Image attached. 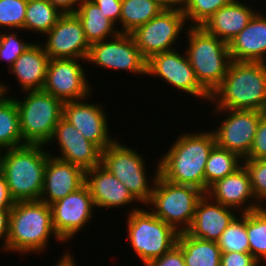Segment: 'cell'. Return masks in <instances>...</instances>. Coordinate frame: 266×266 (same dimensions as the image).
I'll list each match as a JSON object with an SVG mask.
<instances>
[{
    "label": "cell",
    "instance_id": "1",
    "mask_svg": "<svg viewBox=\"0 0 266 266\" xmlns=\"http://www.w3.org/2000/svg\"><path fill=\"white\" fill-rule=\"evenodd\" d=\"M199 132L184 133L176 139L159 159V174L172 183L192 186L205 194V165L216 141L212 130Z\"/></svg>",
    "mask_w": 266,
    "mask_h": 266
},
{
    "label": "cell",
    "instance_id": "2",
    "mask_svg": "<svg viewBox=\"0 0 266 266\" xmlns=\"http://www.w3.org/2000/svg\"><path fill=\"white\" fill-rule=\"evenodd\" d=\"M210 101L214 109L266 112V63L231 61Z\"/></svg>",
    "mask_w": 266,
    "mask_h": 266
},
{
    "label": "cell",
    "instance_id": "3",
    "mask_svg": "<svg viewBox=\"0 0 266 266\" xmlns=\"http://www.w3.org/2000/svg\"><path fill=\"white\" fill-rule=\"evenodd\" d=\"M44 145L25 144L1 152L0 172L14 202L40 200L47 159Z\"/></svg>",
    "mask_w": 266,
    "mask_h": 266
},
{
    "label": "cell",
    "instance_id": "4",
    "mask_svg": "<svg viewBox=\"0 0 266 266\" xmlns=\"http://www.w3.org/2000/svg\"><path fill=\"white\" fill-rule=\"evenodd\" d=\"M51 234L54 240L62 242L53 227L50 205L40 200L14 202L9 217L8 240L3 250L21 255L43 253L49 247Z\"/></svg>",
    "mask_w": 266,
    "mask_h": 266
},
{
    "label": "cell",
    "instance_id": "5",
    "mask_svg": "<svg viewBox=\"0 0 266 266\" xmlns=\"http://www.w3.org/2000/svg\"><path fill=\"white\" fill-rule=\"evenodd\" d=\"M186 55L200 85L210 94L222 84L231 57L228 43L201 26H188Z\"/></svg>",
    "mask_w": 266,
    "mask_h": 266
},
{
    "label": "cell",
    "instance_id": "6",
    "mask_svg": "<svg viewBox=\"0 0 266 266\" xmlns=\"http://www.w3.org/2000/svg\"><path fill=\"white\" fill-rule=\"evenodd\" d=\"M24 93L23 101L15 99L23 142L46 146L62 118L64 103L43 89Z\"/></svg>",
    "mask_w": 266,
    "mask_h": 266
},
{
    "label": "cell",
    "instance_id": "7",
    "mask_svg": "<svg viewBox=\"0 0 266 266\" xmlns=\"http://www.w3.org/2000/svg\"><path fill=\"white\" fill-rule=\"evenodd\" d=\"M127 217L128 240L143 265L147 266L177 244L179 232L156 217L151 210L132 208Z\"/></svg>",
    "mask_w": 266,
    "mask_h": 266
},
{
    "label": "cell",
    "instance_id": "8",
    "mask_svg": "<svg viewBox=\"0 0 266 266\" xmlns=\"http://www.w3.org/2000/svg\"><path fill=\"white\" fill-rule=\"evenodd\" d=\"M204 193L195 187L172 183L157 176L150 201L152 213L179 233L186 232L195 215L196 205Z\"/></svg>",
    "mask_w": 266,
    "mask_h": 266
},
{
    "label": "cell",
    "instance_id": "9",
    "mask_svg": "<svg viewBox=\"0 0 266 266\" xmlns=\"http://www.w3.org/2000/svg\"><path fill=\"white\" fill-rule=\"evenodd\" d=\"M117 140L102 151L101 165L120 180L141 204H147L159 175V161L149 184L144 157Z\"/></svg>",
    "mask_w": 266,
    "mask_h": 266
},
{
    "label": "cell",
    "instance_id": "10",
    "mask_svg": "<svg viewBox=\"0 0 266 266\" xmlns=\"http://www.w3.org/2000/svg\"><path fill=\"white\" fill-rule=\"evenodd\" d=\"M185 23L182 9H164L130 34L142 56L149 60L155 54L176 49L174 43L184 31Z\"/></svg>",
    "mask_w": 266,
    "mask_h": 266
},
{
    "label": "cell",
    "instance_id": "11",
    "mask_svg": "<svg viewBox=\"0 0 266 266\" xmlns=\"http://www.w3.org/2000/svg\"><path fill=\"white\" fill-rule=\"evenodd\" d=\"M86 60L103 69H121L144 76L147 74V60L137 48L131 34L119 33L109 40L90 45Z\"/></svg>",
    "mask_w": 266,
    "mask_h": 266
},
{
    "label": "cell",
    "instance_id": "12",
    "mask_svg": "<svg viewBox=\"0 0 266 266\" xmlns=\"http://www.w3.org/2000/svg\"><path fill=\"white\" fill-rule=\"evenodd\" d=\"M214 113L224 116V119L220 122L221 125L216 130L212 129L216 145L235 152L244 159L252 147L260 119L266 112L258 110L215 109ZM225 114L227 117H225Z\"/></svg>",
    "mask_w": 266,
    "mask_h": 266
},
{
    "label": "cell",
    "instance_id": "13",
    "mask_svg": "<svg viewBox=\"0 0 266 266\" xmlns=\"http://www.w3.org/2000/svg\"><path fill=\"white\" fill-rule=\"evenodd\" d=\"M81 60L86 62L85 59H50L43 90L63 103L91 97L92 87Z\"/></svg>",
    "mask_w": 266,
    "mask_h": 266
},
{
    "label": "cell",
    "instance_id": "14",
    "mask_svg": "<svg viewBox=\"0 0 266 266\" xmlns=\"http://www.w3.org/2000/svg\"><path fill=\"white\" fill-rule=\"evenodd\" d=\"M147 75L159 77L181 92L210 102L211 95L200 85L185 52L181 54L175 49L153 55L147 60Z\"/></svg>",
    "mask_w": 266,
    "mask_h": 266
},
{
    "label": "cell",
    "instance_id": "15",
    "mask_svg": "<svg viewBox=\"0 0 266 266\" xmlns=\"http://www.w3.org/2000/svg\"><path fill=\"white\" fill-rule=\"evenodd\" d=\"M57 237L64 243L74 238L93 216L94 201L86 184L50 205Z\"/></svg>",
    "mask_w": 266,
    "mask_h": 266
},
{
    "label": "cell",
    "instance_id": "16",
    "mask_svg": "<svg viewBox=\"0 0 266 266\" xmlns=\"http://www.w3.org/2000/svg\"><path fill=\"white\" fill-rule=\"evenodd\" d=\"M45 35L46 44L42 46L50 59H87L90 44L75 13L62 14Z\"/></svg>",
    "mask_w": 266,
    "mask_h": 266
},
{
    "label": "cell",
    "instance_id": "17",
    "mask_svg": "<svg viewBox=\"0 0 266 266\" xmlns=\"http://www.w3.org/2000/svg\"><path fill=\"white\" fill-rule=\"evenodd\" d=\"M84 100L64 102L62 117L103 151L115 141L108 131L107 115L102 106Z\"/></svg>",
    "mask_w": 266,
    "mask_h": 266
},
{
    "label": "cell",
    "instance_id": "18",
    "mask_svg": "<svg viewBox=\"0 0 266 266\" xmlns=\"http://www.w3.org/2000/svg\"><path fill=\"white\" fill-rule=\"evenodd\" d=\"M57 140L61 155L57 158L84 169L101 165L102 150L87 140L72 124L63 117L58 121L53 136L48 143Z\"/></svg>",
    "mask_w": 266,
    "mask_h": 266
},
{
    "label": "cell",
    "instance_id": "19",
    "mask_svg": "<svg viewBox=\"0 0 266 266\" xmlns=\"http://www.w3.org/2000/svg\"><path fill=\"white\" fill-rule=\"evenodd\" d=\"M205 194L223 206L236 211L238 209L240 213H247L262 207L253 195L250 176L244 165L234 173L216 181Z\"/></svg>",
    "mask_w": 266,
    "mask_h": 266
},
{
    "label": "cell",
    "instance_id": "20",
    "mask_svg": "<svg viewBox=\"0 0 266 266\" xmlns=\"http://www.w3.org/2000/svg\"><path fill=\"white\" fill-rule=\"evenodd\" d=\"M49 154L40 201L51 205L85 184V170Z\"/></svg>",
    "mask_w": 266,
    "mask_h": 266
},
{
    "label": "cell",
    "instance_id": "21",
    "mask_svg": "<svg viewBox=\"0 0 266 266\" xmlns=\"http://www.w3.org/2000/svg\"><path fill=\"white\" fill-rule=\"evenodd\" d=\"M85 184L95 207L109 209L139 203L127 187L102 165L85 171Z\"/></svg>",
    "mask_w": 266,
    "mask_h": 266
},
{
    "label": "cell",
    "instance_id": "22",
    "mask_svg": "<svg viewBox=\"0 0 266 266\" xmlns=\"http://www.w3.org/2000/svg\"><path fill=\"white\" fill-rule=\"evenodd\" d=\"M233 210L204 194L196 205L193 221L186 233L195 238L216 242L232 220L238 216Z\"/></svg>",
    "mask_w": 266,
    "mask_h": 266
},
{
    "label": "cell",
    "instance_id": "23",
    "mask_svg": "<svg viewBox=\"0 0 266 266\" xmlns=\"http://www.w3.org/2000/svg\"><path fill=\"white\" fill-rule=\"evenodd\" d=\"M258 12L228 43L231 61L266 63V15Z\"/></svg>",
    "mask_w": 266,
    "mask_h": 266
},
{
    "label": "cell",
    "instance_id": "24",
    "mask_svg": "<svg viewBox=\"0 0 266 266\" xmlns=\"http://www.w3.org/2000/svg\"><path fill=\"white\" fill-rule=\"evenodd\" d=\"M232 0L228 5L220 8L201 26L209 34L229 43L249 23L257 12L251 6Z\"/></svg>",
    "mask_w": 266,
    "mask_h": 266
},
{
    "label": "cell",
    "instance_id": "25",
    "mask_svg": "<svg viewBox=\"0 0 266 266\" xmlns=\"http://www.w3.org/2000/svg\"><path fill=\"white\" fill-rule=\"evenodd\" d=\"M49 60L42 44L33 42L8 70L17 77L23 92L42 90Z\"/></svg>",
    "mask_w": 266,
    "mask_h": 266
},
{
    "label": "cell",
    "instance_id": "26",
    "mask_svg": "<svg viewBox=\"0 0 266 266\" xmlns=\"http://www.w3.org/2000/svg\"><path fill=\"white\" fill-rule=\"evenodd\" d=\"M81 21L86 40L90 45L113 38L118 35L119 28L106 18L102 10L91 0H83L75 12Z\"/></svg>",
    "mask_w": 266,
    "mask_h": 266
},
{
    "label": "cell",
    "instance_id": "27",
    "mask_svg": "<svg viewBox=\"0 0 266 266\" xmlns=\"http://www.w3.org/2000/svg\"><path fill=\"white\" fill-rule=\"evenodd\" d=\"M176 245L182 250L185 266H220L221 250L215 241L180 232Z\"/></svg>",
    "mask_w": 266,
    "mask_h": 266
},
{
    "label": "cell",
    "instance_id": "28",
    "mask_svg": "<svg viewBox=\"0 0 266 266\" xmlns=\"http://www.w3.org/2000/svg\"><path fill=\"white\" fill-rule=\"evenodd\" d=\"M165 8L155 0H122L120 33L130 34L158 16Z\"/></svg>",
    "mask_w": 266,
    "mask_h": 266
},
{
    "label": "cell",
    "instance_id": "29",
    "mask_svg": "<svg viewBox=\"0 0 266 266\" xmlns=\"http://www.w3.org/2000/svg\"><path fill=\"white\" fill-rule=\"evenodd\" d=\"M25 145L20 131L19 112L15 98H0V150Z\"/></svg>",
    "mask_w": 266,
    "mask_h": 266
},
{
    "label": "cell",
    "instance_id": "30",
    "mask_svg": "<svg viewBox=\"0 0 266 266\" xmlns=\"http://www.w3.org/2000/svg\"><path fill=\"white\" fill-rule=\"evenodd\" d=\"M243 159L235 152L215 145L205 165V193L216 181L234 173L243 165Z\"/></svg>",
    "mask_w": 266,
    "mask_h": 266
},
{
    "label": "cell",
    "instance_id": "31",
    "mask_svg": "<svg viewBox=\"0 0 266 266\" xmlns=\"http://www.w3.org/2000/svg\"><path fill=\"white\" fill-rule=\"evenodd\" d=\"M62 15L48 0H28L24 31L48 33Z\"/></svg>",
    "mask_w": 266,
    "mask_h": 266
},
{
    "label": "cell",
    "instance_id": "32",
    "mask_svg": "<svg viewBox=\"0 0 266 266\" xmlns=\"http://www.w3.org/2000/svg\"><path fill=\"white\" fill-rule=\"evenodd\" d=\"M246 230L249 253L262 263L266 262V207L246 213Z\"/></svg>",
    "mask_w": 266,
    "mask_h": 266
},
{
    "label": "cell",
    "instance_id": "33",
    "mask_svg": "<svg viewBox=\"0 0 266 266\" xmlns=\"http://www.w3.org/2000/svg\"><path fill=\"white\" fill-rule=\"evenodd\" d=\"M241 216V217H240ZM236 216L216 241L221 253L249 252L246 230V213Z\"/></svg>",
    "mask_w": 266,
    "mask_h": 266
},
{
    "label": "cell",
    "instance_id": "34",
    "mask_svg": "<svg viewBox=\"0 0 266 266\" xmlns=\"http://www.w3.org/2000/svg\"><path fill=\"white\" fill-rule=\"evenodd\" d=\"M232 0H184L183 14L190 26H202L207 19Z\"/></svg>",
    "mask_w": 266,
    "mask_h": 266
},
{
    "label": "cell",
    "instance_id": "35",
    "mask_svg": "<svg viewBox=\"0 0 266 266\" xmlns=\"http://www.w3.org/2000/svg\"><path fill=\"white\" fill-rule=\"evenodd\" d=\"M27 4L28 0H0V28L24 30Z\"/></svg>",
    "mask_w": 266,
    "mask_h": 266
},
{
    "label": "cell",
    "instance_id": "36",
    "mask_svg": "<svg viewBox=\"0 0 266 266\" xmlns=\"http://www.w3.org/2000/svg\"><path fill=\"white\" fill-rule=\"evenodd\" d=\"M243 165L247 169L252 192L259 203L266 201V159H243ZM264 201V202H263Z\"/></svg>",
    "mask_w": 266,
    "mask_h": 266
},
{
    "label": "cell",
    "instance_id": "37",
    "mask_svg": "<svg viewBox=\"0 0 266 266\" xmlns=\"http://www.w3.org/2000/svg\"><path fill=\"white\" fill-rule=\"evenodd\" d=\"M19 34L0 31V60L7 62L10 68L16 59L32 44L18 39Z\"/></svg>",
    "mask_w": 266,
    "mask_h": 266
},
{
    "label": "cell",
    "instance_id": "38",
    "mask_svg": "<svg viewBox=\"0 0 266 266\" xmlns=\"http://www.w3.org/2000/svg\"><path fill=\"white\" fill-rule=\"evenodd\" d=\"M244 159H266V113L260 119L252 147Z\"/></svg>",
    "mask_w": 266,
    "mask_h": 266
},
{
    "label": "cell",
    "instance_id": "39",
    "mask_svg": "<svg viewBox=\"0 0 266 266\" xmlns=\"http://www.w3.org/2000/svg\"><path fill=\"white\" fill-rule=\"evenodd\" d=\"M261 265L249 252L221 253L220 266H259Z\"/></svg>",
    "mask_w": 266,
    "mask_h": 266
},
{
    "label": "cell",
    "instance_id": "40",
    "mask_svg": "<svg viewBox=\"0 0 266 266\" xmlns=\"http://www.w3.org/2000/svg\"><path fill=\"white\" fill-rule=\"evenodd\" d=\"M147 266H185L182 250L175 245L162 256L153 259Z\"/></svg>",
    "mask_w": 266,
    "mask_h": 266
},
{
    "label": "cell",
    "instance_id": "41",
    "mask_svg": "<svg viewBox=\"0 0 266 266\" xmlns=\"http://www.w3.org/2000/svg\"><path fill=\"white\" fill-rule=\"evenodd\" d=\"M104 13L106 18L111 20L115 25L120 23L122 0H91Z\"/></svg>",
    "mask_w": 266,
    "mask_h": 266
},
{
    "label": "cell",
    "instance_id": "42",
    "mask_svg": "<svg viewBox=\"0 0 266 266\" xmlns=\"http://www.w3.org/2000/svg\"><path fill=\"white\" fill-rule=\"evenodd\" d=\"M10 211L11 208H0V240H3V249L8 240Z\"/></svg>",
    "mask_w": 266,
    "mask_h": 266
},
{
    "label": "cell",
    "instance_id": "43",
    "mask_svg": "<svg viewBox=\"0 0 266 266\" xmlns=\"http://www.w3.org/2000/svg\"><path fill=\"white\" fill-rule=\"evenodd\" d=\"M62 14L75 13L83 0H48Z\"/></svg>",
    "mask_w": 266,
    "mask_h": 266
},
{
    "label": "cell",
    "instance_id": "44",
    "mask_svg": "<svg viewBox=\"0 0 266 266\" xmlns=\"http://www.w3.org/2000/svg\"><path fill=\"white\" fill-rule=\"evenodd\" d=\"M14 201L9 195L7 182L0 172V208H12Z\"/></svg>",
    "mask_w": 266,
    "mask_h": 266
},
{
    "label": "cell",
    "instance_id": "45",
    "mask_svg": "<svg viewBox=\"0 0 266 266\" xmlns=\"http://www.w3.org/2000/svg\"><path fill=\"white\" fill-rule=\"evenodd\" d=\"M165 9H182L184 0H155Z\"/></svg>",
    "mask_w": 266,
    "mask_h": 266
},
{
    "label": "cell",
    "instance_id": "46",
    "mask_svg": "<svg viewBox=\"0 0 266 266\" xmlns=\"http://www.w3.org/2000/svg\"><path fill=\"white\" fill-rule=\"evenodd\" d=\"M55 266H76L74 257L67 251L65 252Z\"/></svg>",
    "mask_w": 266,
    "mask_h": 266
},
{
    "label": "cell",
    "instance_id": "47",
    "mask_svg": "<svg viewBox=\"0 0 266 266\" xmlns=\"http://www.w3.org/2000/svg\"><path fill=\"white\" fill-rule=\"evenodd\" d=\"M2 81H0V98L5 94H8L9 88L10 86H7L5 83H1ZM8 89V90H7Z\"/></svg>",
    "mask_w": 266,
    "mask_h": 266
}]
</instances>
